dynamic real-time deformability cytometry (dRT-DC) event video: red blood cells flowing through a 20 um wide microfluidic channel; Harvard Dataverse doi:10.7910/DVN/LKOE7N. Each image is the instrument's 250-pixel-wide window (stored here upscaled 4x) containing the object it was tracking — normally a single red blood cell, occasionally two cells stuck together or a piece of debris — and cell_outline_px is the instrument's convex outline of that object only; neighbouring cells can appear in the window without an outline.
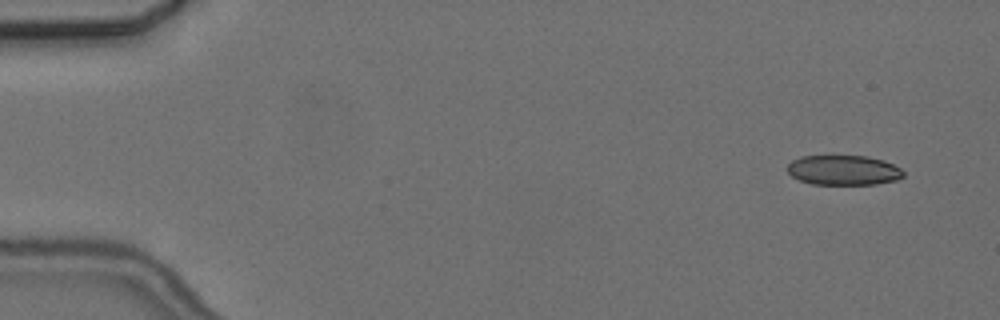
{"species": "common noctule bat (a hibernating species)", "species_latin": "Nyctalus noctula", "temperature_condition": "cold", "stored_images_in_passage": 4, "camera_frame_rate_fps": 3000, "um_per_image_px": 0.085, "animal": {"sex": "female", "body_mass_g": 24.6, "forearm_length_mm": 56.2}, "frame": {"image": 1, "passage_image": 1, "time_ms": 0.0, "image_size_px": [1000, 320], "cell_outline_px": [[904, 176], [896, 180], [876, 184], [812, 184], [800, 180], [792, 176], [788, 172], [788, 164], [792, 160], [800, 156], [868, 156], [884, 160], [900, 168], [904, 172]], "centroid_in_image_um": [71.7, 14.46], "position_along_channel_um": 13.3, "area_um2": 20.17}}